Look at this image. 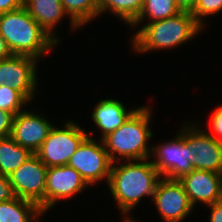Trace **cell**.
Here are the masks:
<instances>
[{"label": "cell", "mask_w": 222, "mask_h": 222, "mask_svg": "<svg viewBox=\"0 0 222 222\" xmlns=\"http://www.w3.org/2000/svg\"><path fill=\"white\" fill-rule=\"evenodd\" d=\"M161 176L150 158L113 162L108 180V188L123 220H134L129 215L143 197L151 198Z\"/></svg>", "instance_id": "obj_1"}, {"label": "cell", "mask_w": 222, "mask_h": 222, "mask_svg": "<svg viewBox=\"0 0 222 222\" xmlns=\"http://www.w3.org/2000/svg\"><path fill=\"white\" fill-rule=\"evenodd\" d=\"M151 110L148 105L137 107L120 127L101 139L112 162L150 158L152 146L149 140L153 137L149 127L153 119Z\"/></svg>", "instance_id": "obj_2"}, {"label": "cell", "mask_w": 222, "mask_h": 222, "mask_svg": "<svg viewBox=\"0 0 222 222\" xmlns=\"http://www.w3.org/2000/svg\"><path fill=\"white\" fill-rule=\"evenodd\" d=\"M140 28L130 39L131 48L136 54L172 50L204 30L190 11H181L174 17L146 23Z\"/></svg>", "instance_id": "obj_3"}, {"label": "cell", "mask_w": 222, "mask_h": 222, "mask_svg": "<svg viewBox=\"0 0 222 222\" xmlns=\"http://www.w3.org/2000/svg\"><path fill=\"white\" fill-rule=\"evenodd\" d=\"M0 34L13 55L41 59L57 46L49 34L22 8L0 13Z\"/></svg>", "instance_id": "obj_4"}, {"label": "cell", "mask_w": 222, "mask_h": 222, "mask_svg": "<svg viewBox=\"0 0 222 222\" xmlns=\"http://www.w3.org/2000/svg\"><path fill=\"white\" fill-rule=\"evenodd\" d=\"M87 136L86 130L78 123L72 120L65 121L63 128L54 125L35 154L48 168L67 165Z\"/></svg>", "instance_id": "obj_5"}, {"label": "cell", "mask_w": 222, "mask_h": 222, "mask_svg": "<svg viewBox=\"0 0 222 222\" xmlns=\"http://www.w3.org/2000/svg\"><path fill=\"white\" fill-rule=\"evenodd\" d=\"M78 146L67 165L73 167L91 186L105 180L108 183L112 161L102 140L92 137L93 131ZM99 141V143L97 142Z\"/></svg>", "instance_id": "obj_6"}, {"label": "cell", "mask_w": 222, "mask_h": 222, "mask_svg": "<svg viewBox=\"0 0 222 222\" xmlns=\"http://www.w3.org/2000/svg\"><path fill=\"white\" fill-rule=\"evenodd\" d=\"M201 127L197 122L186 121L179 130V134L191 149V165L196 170L222 174V142L212 138L207 130Z\"/></svg>", "instance_id": "obj_7"}, {"label": "cell", "mask_w": 222, "mask_h": 222, "mask_svg": "<svg viewBox=\"0 0 222 222\" xmlns=\"http://www.w3.org/2000/svg\"><path fill=\"white\" fill-rule=\"evenodd\" d=\"M190 152V147L177 132L173 139L153 145L150 159L161 177L180 179L193 170Z\"/></svg>", "instance_id": "obj_8"}, {"label": "cell", "mask_w": 222, "mask_h": 222, "mask_svg": "<svg viewBox=\"0 0 222 222\" xmlns=\"http://www.w3.org/2000/svg\"><path fill=\"white\" fill-rule=\"evenodd\" d=\"M48 167L33 154L8 178L18 198L35 202L45 213V191Z\"/></svg>", "instance_id": "obj_9"}, {"label": "cell", "mask_w": 222, "mask_h": 222, "mask_svg": "<svg viewBox=\"0 0 222 222\" xmlns=\"http://www.w3.org/2000/svg\"><path fill=\"white\" fill-rule=\"evenodd\" d=\"M153 202L164 222H183L194 209L178 179L161 177L155 187Z\"/></svg>", "instance_id": "obj_10"}, {"label": "cell", "mask_w": 222, "mask_h": 222, "mask_svg": "<svg viewBox=\"0 0 222 222\" xmlns=\"http://www.w3.org/2000/svg\"><path fill=\"white\" fill-rule=\"evenodd\" d=\"M38 59L25 55H12L0 61V85L21 92L30 102L35 98L39 85ZM38 83V84H37Z\"/></svg>", "instance_id": "obj_11"}, {"label": "cell", "mask_w": 222, "mask_h": 222, "mask_svg": "<svg viewBox=\"0 0 222 222\" xmlns=\"http://www.w3.org/2000/svg\"><path fill=\"white\" fill-rule=\"evenodd\" d=\"M90 187L82 176L69 165L47 169L45 213L61 200L70 199Z\"/></svg>", "instance_id": "obj_12"}, {"label": "cell", "mask_w": 222, "mask_h": 222, "mask_svg": "<svg viewBox=\"0 0 222 222\" xmlns=\"http://www.w3.org/2000/svg\"><path fill=\"white\" fill-rule=\"evenodd\" d=\"M24 109L14 116L10 137L20 146L35 154L49 135L54 125L48 117Z\"/></svg>", "instance_id": "obj_13"}, {"label": "cell", "mask_w": 222, "mask_h": 222, "mask_svg": "<svg viewBox=\"0 0 222 222\" xmlns=\"http://www.w3.org/2000/svg\"><path fill=\"white\" fill-rule=\"evenodd\" d=\"M195 208L197 203L205 206L222 200V174L193 169L178 179Z\"/></svg>", "instance_id": "obj_14"}, {"label": "cell", "mask_w": 222, "mask_h": 222, "mask_svg": "<svg viewBox=\"0 0 222 222\" xmlns=\"http://www.w3.org/2000/svg\"><path fill=\"white\" fill-rule=\"evenodd\" d=\"M136 109H127L122 101L114 98L98 101L92 119L101 132L100 140L120 127Z\"/></svg>", "instance_id": "obj_15"}, {"label": "cell", "mask_w": 222, "mask_h": 222, "mask_svg": "<svg viewBox=\"0 0 222 222\" xmlns=\"http://www.w3.org/2000/svg\"><path fill=\"white\" fill-rule=\"evenodd\" d=\"M24 7L49 36L60 43V38L54 31L58 23L68 17L61 0H24Z\"/></svg>", "instance_id": "obj_16"}, {"label": "cell", "mask_w": 222, "mask_h": 222, "mask_svg": "<svg viewBox=\"0 0 222 222\" xmlns=\"http://www.w3.org/2000/svg\"><path fill=\"white\" fill-rule=\"evenodd\" d=\"M43 212L30 200L17 198L0 202V222H40Z\"/></svg>", "instance_id": "obj_17"}, {"label": "cell", "mask_w": 222, "mask_h": 222, "mask_svg": "<svg viewBox=\"0 0 222 222\" xmlns=\"http://www.w3.org/2000/svg\"><path fill=\"white\" fill-rule=\"evenodd\" d=\"M33 153L19 144L10 136L0 137V175L9 177Z\"/></svg>", "instance_id": "obj_18"}, {"label": "cell", "mask_w": 222, "mask_h": 222, "mask_svg": "<svg viewBox=\"0 0 222 222\" xmlns=\"http://www.w3.org/2000/svg\"><path fill=\"white\" fill-rule=\"evenodd\" d=\"M63 8L70 17V29L82 28L95 17H99L97 0H61Z\"/></svg>", "instance_id": "obj_19"}, {"label": "cell", "mask_w": 222, "mask_h": 222, "mask_svg": "<svg viewBox=\"0 0 222 222\" xmlns=\"http://www.w3.org/2000/svg\"><path fill=\"white\" fill-rule=\"evenodd\" d=\"M97 3L99 16L111 12L130 26L141 13L144 0H97Z\"/></svg>", "instance_id": "obj_20"}, {"label": "cell", "mask_w": 222, "mask_h": 222, "mask_svg": "<svg viewBox=\"0 0 222 222\" xmlns=\"http://www.w3.org/2000/svg\"><path fill=\"white\" fill-rule=\"evenodd\" d=\"M180 12L181 9L174 0H144L141 13L130 27L139 26L146 19H149L148 23H152L174 17Z\"/></svg>", "instance_id": "obj_21"}, {"label": "cell", "mask_w": 222, "mask_h": 222, "mask_svg": "<svg viewBox=\"0 0 222 222\" xmlns=\"http://www.w3.org/2000/svg\"><path fill=\"white\" fill-rule=\"evenodd\" d=\"M28 103L31 102L21 92L9 86L0 85V110H5L15 116L23 111Z\"/></svg>", "instance_id": "obj_22"}, {"label": "cell", "mask_w": 222, "mask_h": 222, "mask_svg": "<svg viewBox=\"0 0 222 222\" xmlns=\"http://www.w3.org/2000/svg\"><path fill=\"white\" fill-rule=\"evenodd\" d=\"M222 11V0H197L193 9L190 11L196 21L205 28L207 16H214ZM204 18V19H203ZM205 20V21H204Z\"/></svg>", "instance_id": "obj_23"}, {"label": "cell", "mask_w": 222, "mask_h": 222, "mask_svg": "<svg viewBox=\"0 0 222 222\" xmlns=\"http://www.w3.org/2000/svg\"><path fill=\"white\" fill-rule=\"evenodd\" d=\"M212 116H210V126H211V132L208 134L214 138L215 140H218L219 142H222V105L217 106L215 110H212Z\"/></svg>", "instance_id": "obj_24"}, {"label": "cell", "mask_w": 222, "mask_h": 222, "mask_svg": "<svg viewBox=\"0 0 222 222\" xmlns=\"http://www.w3.org/2000/svg\"><path fill=\"white\" fill-rule=\"evenodd\" d=\"M14 187L7 176L0 175V202L17 199Z\"/></svg>", "instance_id": "obj_25"}, {"label": "cell", "mask_w": 222, "mask_h": 222, "mask_svg": "<svg viewBox=\"0 0 222 222\" xmlns=\"http://www.w3.org/2000/svg\"><path fill=\"white\" fill-rule=\"evenodd\" d=\"M14 115L5 110H0V137H7L11 134Z\"/></svg>", "instance_id": "obj_26"}, {"label": "cell", "mask_w": 222, "mask_h": 222, "mask_svg": "<svg viewBox=\"0 0 222 222\" xmlns=\"http://www.w3.org/2000/svg\"><path fill=\"white\" fill-rule=\"evenodd\" d=\"M24 6V0H0V13L18 10Z\"/></svg>", "instance_id": "obj_27"}, {"label": "cell", "mask_w": 222, "mask_h": 222, "mask_svg": "<svg viewBox=\"0 0 222 222\" xmlns=\"http://www.w3.org/2000/svg\"><path fill=\"white\" fill-rule=\"evenodd\" d=\"M210 211L209 222H222V200L207 206Z\"/></svg>", "instance_id": "obj_28"}, {"label": "cell", "mask_w": 222, "mask_h": 222, "mask_svg": "<svg viewBox=\"0 0 222 222\" xmlns=\"http://www.w3.org/2000/svg\"><path fill=\"white\" fill-rule=\"evenodd\" d=\"M13 54L7 46L6 40L0 34V61L11 57Z\"/></svg>", "instance_id": "obj_29"}, {"label": "cell", "mask_w": 222, "mask_h": 222, "mask_svg": "<svg viewBox=\"0 0 222 222\" xmlns=\"http://www.w3.org/2000/svg\"><path fill=\"white\" fill-rule=\"evenodd\" d=\"M181 11H191L197 0H174Z\"/></svg>", "instance_id": "obj_30"}, {"label": "cell", "mask_w": 222, "mask_h": 222, "mask_svg": "<svg viewBox=\"0 0 222 222\" xmlns=\"http://www.w3.org/2000/svg\"><path fill=\"white\" fill-rule=\"evenodd\" d=\"M122 222H138L136 220H123Z\"/></svg>", "instance_id": "obj_31"}]
</instances>
